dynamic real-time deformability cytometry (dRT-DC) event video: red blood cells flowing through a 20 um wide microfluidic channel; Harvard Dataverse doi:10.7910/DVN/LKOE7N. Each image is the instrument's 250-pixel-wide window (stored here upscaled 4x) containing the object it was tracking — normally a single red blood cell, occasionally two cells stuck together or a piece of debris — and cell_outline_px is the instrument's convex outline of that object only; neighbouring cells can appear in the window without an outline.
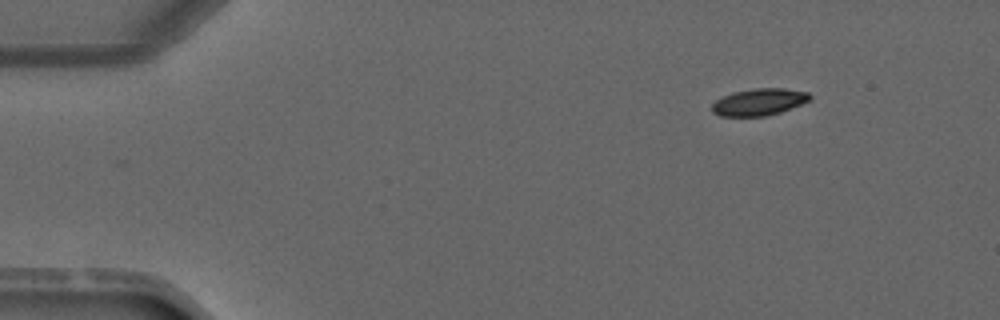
{"species": "common noctule bat (a hibernating species)", "species_latin": "Nyctalus noctula", "temperature_condition": "warm", "stored_images_in_passage": 2, "camera_frame_rate_fps": 3000, "um_per_image_px": 0.085, "animal": {"sex": "male", "forearm_length_mm": 52.5}, "frame": {"image": 1, "passage_image": 2, "time_ms": 2.333, "image_size_px": [1000, 320], "cell_outline_px": [[812, 96], [808, 100], [800, 104], [780, 112], [764, 116], [720, 116], [712, 112], [712, 104], [720, 96], [732, 92], [752, 88], [784, 88], [808, 92]], "centroid_in_image_um": [64.47, 8.65], "position_along_channel_um": 20.5, "area_um2": 15.37}}